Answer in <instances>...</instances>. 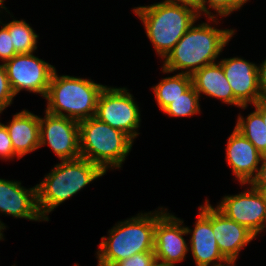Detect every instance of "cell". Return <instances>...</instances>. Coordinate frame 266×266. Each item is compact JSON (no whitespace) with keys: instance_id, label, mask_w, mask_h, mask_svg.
<instances>
[{"instance_id":"cell-7","label":"cell","mask_w":266,"mask_h":266,"mask_svg":"<svg viewBox=\"0 0 266 266\" xmlns=\"http://www.w3.org/2000/svg\"><path fill=\"white\" fill-rule=\"evenodd\" d=\"M136 102L128 88L106 85L99 95L94 117L123 131L134 141L141 125V111Z\"/></svg>"},{"instance_id":"cell-8","label":"cell","mask_w":266,"mask_h":266,"mask_svg":"<svg viewBox=\"0 0 266 266\" xmlns=\"http://www.w3.org/2000/svg\"><path fill=\"white\" fill-rule=\"evenodd\" d=\"M240 185L249 187L241 193L223 196L215 207L258 237L266 229V193L255 189L250 183Z\"/></svg>"},{"instance_id":"cell-4","label":"cell","mask_w":266,"mask_h":266,"mask_svg":"<svg viewBox=\"0 0 266 266\" xmlns=\"http://www.w3.org/2000/svg\"><path fill=\"white\" fill-rule=\"evenodd\" d=\"M156 209L118 221L102 236L96 251L97 264H114L141 252H154Z\"/></svg>"},{"instance_id":"cell-3","label":"cell","mask_w":266,"mask_h":266,"mask_svg":"<svg viewBox=\"0 0 266 266\" xmlns=\"http://www.w3.org/2000/svg\"><path fill=\"white\" fill-rule=\"evenodd\" d=\"M132 10L143 23L146 36L161 60L167 57L190 26L200 19L193 8L169 0L140 5Z\"/></svg>"},{"instance_id":"cell-10","label":"cell","mask_w":266,"mask_h":266,"mask_svg":"<svg viewBox=\"0 0 266 266\" xmlns=\"http://www.w3.org/2000/svg\"><path fill=\"white\" fill-rule=\"evenodd\" d=\"M183 223L184 220L168 212V208L158 207L156 210L154 254L168 266L184 261L189 252V243L184 238L188 234Z\"/></svg>"},{"instance_id":"cell-25","label":"cell","mask_w":266,"mask_h":266,"mask_svg":"<svg viewBox=\"0 0 266 266\" xmlns=\"http://www.w3.org/2000/svg\"><path fill=\"white\" fill-rule=\"evenodd\" d=\"M0 61L4 64L9 61L12 57H14L17 53L15 51V47L12 44L11 35L7 27L3 24V20L0 17Z\"/></svg>"},{"instance_id":"cell-17","label":"cell","mask_w":266,"mask_h":266,"mask_svg":"<svg viewBox=\"0 0 266 266\" xmlns=\"http://www.w3.org/2000/svg\"><path fill=\"white\" fill-rule=\"evenodd\" d=\"M192 85L199 96L216 98L227 105L237 106L245 110L248 106H242L234 97L233 91L225 77L221 63L214 62L195 71L192 75ZM202 94V95H201Z\"/></svg>"},{"instance_id":"cell-20","label":"cell","mask_w":266,"mask_h":266,"mask_svg":"<svg viewBox=\"0 0 266 266\" xmlns=\"http://www.w3.org/2000/svg\"><path fill=\"white\" fill-rule=\"evenodd\" d=\"M235 128L240 131L263 155L266 156V125L255 109L246 117L238 114Z\"/></svg>"},{"instance_id":"cell-23","label":"cell","mask_w":266,"mask_h":266,"mask_svg":"<svg viewBox=\"0 0 266 266\" xmlns=\"http://www.w3.org/2000/svg\"><path fill=\"white\" fill-rule=\"evenodd\" d=\"M248 1L250 0H204L202 6V15L206 18H225L226 16H229L238 10L240 11L243 5ZM210 9L214 10V13L211 12Z\"/></svg>"},{"instance_id":"cell-12","label":"cell","mask_w":266,"mask_h":266,"mask_svg":"<svg viewBox=\"0 0 266 266\" xmlns=\"http://www.w3.org/2000/svg\"><path fill=\"white\" fill-rule=\"evenodd\" d=\"M199 214L191 229L185 226L189 238V251H191L196 266H216L227 261L220 252L214 232L212 230V205L206 198L199 206Z\"/></svg>"},{"instance_id":"cell-36","label":"cell","mask_w":266,"mask_h":266,"mask_svg":"<svg viewBox=\"0 0 266 266\" xmlns=\"http://www.w3.org/2000/svg\"><path fill=\"white\" fill-rule=\"evenodd\" d=\"M4 1H5V0H0V2H1L2 5H4Z\"/></svg>"},{"instance_id":"cell-29","label":"cell","mask_w":266,"mask_h":266,"mask_svg":"<svg viewBox=\"0 0 266 266\" xmlns=\"http://www.w3.org/2000/svg\"><path fill=\"white\" fill-rule=\"evenodd\" d=\"M258 88L262 99H266V58L258 65Z\"/></svg>"},{"instance_id":"cell-5","label":"cell","mask_w":266,"mask_h":266,"mask_svg":"<svg viewBox=\"0 0 266 266\" xmlns=\"http://www.w3.org/2000/svg\"><path fill=\"white\" fill-rule=\"evenodd\" d=\"M106 85L91 78L58 75L55 69L45 96L48 113L82 121L95 116L97 101Z\"/></svg>"},{"instance_id":"cell-27","label":"cell","mask_w":266,"mask_h":266,"mask_svg":"<svg viewBox=\"0 0 266 266\" xmlns=\"http://www.w3.org/2000/svg\"><path fill=\"white\" fill-rule=\"evenodd\" d=\"M155 258L154 252H141L118 262L116 266H150Z\"/></svg>"},{"instance_id":"cell-19","label":"cell","mask_w":266,"mask_h":266,"mask_svg":"<svg viewBox=\"0 0 266 266\" xmlns=\"http://www.w3.org/2000/svg\"><path fill=\"white\" fill-rule=\"evenodd\" d=\"M192 86V77L189 74L178 73L173 76L162 78L154 85L153 90L155 101L163 111L170 103L180 97Z\"/></svg>"},{"instance_id":"cell-13","label":"cell","mask_w":266,"mask_h":266,"mask_svg":"<svg viewBox=\"0 0 266 266\" xmlns=\"http://www.w3.org/2000/svg\"><path fill=\"white\" fill-rule=\"evenodd\" d=\"M0 213L29 221H45L37 206V185L25 188L21 181L0 178ZM0 225L8 227L0 220Z\"/></svg>"},{"instance_id":"cell-24","label":"cell","mask_w":266,"mask_h":266,"mask_svg":"<svg viewBox=\"0 0 266 266\" xmlns=\"http://www.w3.org/2000/svg\"><path fill=\"white\" fill-rule=\"evenodd\" d=\"M14 98L15 94L12 91L4 64L0 63V112L13 104Z\"/></svg>"},{"instance_id":"cell-14","label":"cell","mask_w":266,"mask_h":266,"mask_svg":"<svg viewBox=\"0 0 266 266\" xmlns=\"http://www.w3.org/2000/svg\"><path fill=\"white\" fill-rule=\"evenodd\" d=\"M219 62L235 99L242 106L254 105L262 99L258 88V64L239 56L222 58Z\"/></svg>"},{"instance_id":"cell-30","label":"cell","mask_w":266,"mask_h":266,"mask_svg":"<svg viewBox=\"0 0 266 266\" xmlns=\"http://www.w3.org/2000/svg\"><path fill=\"white\" fill-rule=\"evenodd\" d=\"M169 1L191 7L198 13L199 17L202 16V6L204 0H169Z\"/></svg>"},{"instance_id":"cell-21","label":"cell","mask_w":266,"mask_h":266,"mask_svg":"<svg viewBox=\"0 0 266 266\" xmlns=\"http://www.w3.org/2000/svg\"><path fill=\"white\" fill-rule=\"evenodd\" d=\"M12 21L3 24L7 27L9 34L11 35L12 44L15 47L17 54L35 53L37 50V43L39 35L30 26L26 20H16L12 18Z\"/></svg>"},{"instance_id":"cell-31","label":"cell","mask_w":266,"mask_h":266,"mask_svg":"<svg viewBox=\"0 0 266 266\" xmlns=\"http://www.w3.org/2000/svg\"><path fill=\"white\" fill-rule=\"evenodd\" d=\"M253 107L262 115L263 121L266 125V99H260L253 105Z\"/></svg>"},{"instance_id":"cell-11","label":"cell","mask_w":266,"mask_h":266,"mask_svg":"<svg viewBox=\"0 0 266 266\" xmlns=\"http://www.w3.org/2000/svg\"><path fill=\"white\" fill-rule=\"evenodd\" d=\"M44 112L39 116L40 148L48 145L60 160L80 158L79 122Z\"/></svg>"},{"instance_id":"cell-6","label":"cell","mask_w":266,"mask_h":266,"mask_svg":"<svg viewBox=\"0 0 266 266\" xmlns=\"http://www.w3.org/2000/svg\"><path fill=\"white\" fill-rule=\"evenodd\" d=\"M80 156L105 173L121 169L134 141L123 131L91 117L79 121Z\"/></svg>"},{"instance_id":"cell-34","label":"cell","mask_w":266,"mask_h":266,"mask_svg":"<svg viewBox=\"0 0 266 266\" xmlns=\"http://www.w3.org/2000/svg\"><path fill=\"white\" fill-rule=\"evenodd\" d=\"M3 230H6L2 225H0V241L4 240V234L2 232H4Z\"/></svg>"},{"instance_id":"cell-28","label":"cell","mask_w":266,"mask_h":266,"mask_svg":"<svg viewBox=\"0 0 266 266\" xmlns=\"http://www.w3.org/2000/svg\"><path fill=\"white\" fill-rule=\"evenodd\" d=\"M250 184L255 189L266 193V156L262 157L258 173Z\"/></svg>"},{"instance_id":"cell-16","label":"cell","mask_w":266,"mask_h":266,"mask_svg":"<svg viewBox=\"0 0 266 266\" xmlns=\"http://www.w3.org/2000/svg\"><path fill=\"white\" fill-rule=\"evenodd\" d=\"M212 230L222 255L227 260H237L240 251L257 239L245 226L227 218L212 206Z\"/></svg>"},{"instance_id":"cell-9","label":"cell","mask_w":266,"mask_h":266,"mask_svg":"<svg viewBox=\"0 0 266 266\" xmlns=\"http://www.w3.org/2000/svg\"><path fill=\"white\" fill-rule=\"evenodd\" d=\"M8 80L15 96L20 91L47 95L55 66L32 53L16 54L4 63Z\"/></svg>"},{"instance_id":"cell-32","label":"cell","mask_w":266,"mask_h":266,"mask_svg":"<svg viewBox=\"0 0 266 266\" xmlns=\"http://www.w3.org/2000/svg\"><path fill=\"white\" fill-rule=\"evenodd\" d=\"M236 261L238 260H227L226 262L216 266H236Z\"/></svg>"},{"instance_id":"cell-26","label":"cell","mask_w":266,"mask_h":266,"mask_svg":"<svg viewBox=\"0 0 266 266\" xmlns=\"http://www.w3.org/2000/svg\"><path fill=\"white\" fill-rule=\"evenodd\" d=\"M17 157L21 159L12 147V141L8 134V129L4 123L0 122V160H13Z\"/></svg>"},{"instance_id":"cell-1","label":"cell","mask_w":266,"mask_h":266,"mask_svg":"<svg viewBox=\"0 0 266 266\" xmlns=\"http://www.w3.org/2000/svg\"><path fill=\"white\" fill-rule=\"evenodd\" d=\"M207 21L195 25L196 20L181 37L163 60L161 71L164 74L181 71L180 73L192 75L204 66L217 62L236 31L231 28H216L220 23L216 17H208Z\"/></svg>"},{"instance_id":"cell-35","label":"cell","mask_w":266,"mask_h":266,"mask_svg":"<svg viewBox=\"0 0 266 266\" xmlns=\"http://www.w3.org/2000/svg\"><path fill=\"white\" fill-rule=\"evenodd\" d=\"M97 266H116L114 264H97Z\"/></svg>"},{"instance_id":"cell-15","label":"cell","mask_w":266,"mask_h":266,"mask_svg":"<svg viewBox=\"0 0 266 266\" xmlns=\"http://www.w3.org/2000/svg\"><path fill=\"white\" fill-rule=\"evenodd\" d=\"M225 160L240 184H249L256 177L263 155L235 127L225 148Z\"/></svg>"},{"instance_id":"cell-18","label":"cell","mask_w":266,"mask_h":266,"mask_svg":"<svg viewBox=\"0 0 266 266\" xmlns=\"http://www.w3.org/2000/svg\"><path fill=\"white\" fill-rule=\"evenodd\" d=\"M8 134L12 141L14 152L23 158L30 152L40 148L39 116L23 109L6 122Z\"/></svg>"},{"instance_id":"cell-22","label":"cell","mask_w":266,"mask_h":266,"mask_svg":"<svg viewBox=\"0 0 266 266\" xmlns=\"http://www.w3.org/2000/svg\"><path fill=\"white\" fill-rule=\"evenodd\" d=\"M200 96L192 85L186 92L170 103L162 112L169 117H191L201 113Z\"/></svg>"},{"instance_id":"cell-33","label":"cell","mask_w":266,"mask_h":266,"mask_svg":"<svg viewBox=\"0 0 266 266\" xmlns=\"http://www.w3.org/2000/svg\"><path fill=\"white\" fill-rule=\"evenodd\" d=\"M150 266H168L164 264L161 260L154 259L153 262L150 264Z\"/></svg>"},{"instance_id":"cell-2","label":"cell","mask_w":266,"mask_h":266,"mask_svg":"<svg viewBox=\"0 0 266 266\" xmlns=\"http://www.w3.org/2000/svg\"><path fill=\"white\" fill-rule=\"evenodd\" d=\"M105 174L98 165L82 157L56 163L51 172L36 184L37 206L41 217L48 222L49 214L56 207Z\"/></svg>"}]
</instances>
